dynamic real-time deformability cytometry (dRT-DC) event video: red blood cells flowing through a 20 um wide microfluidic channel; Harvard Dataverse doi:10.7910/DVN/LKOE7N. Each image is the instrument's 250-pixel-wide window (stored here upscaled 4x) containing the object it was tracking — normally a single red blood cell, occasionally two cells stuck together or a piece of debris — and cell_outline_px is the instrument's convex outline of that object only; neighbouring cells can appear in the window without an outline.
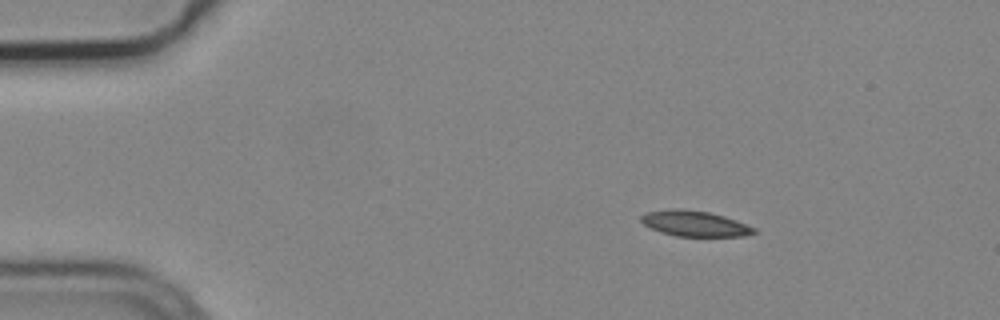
{"species": "common noctule bat (a hibernating species)", "species_latin": "Nyctalus noctula", "temperature_condition": "cold", "stored_images_in_passage": 4, "camera_frame_rate_fps": 3000, "um_per_image_px": 0.085, "animal": {"sex": "male", "body_mass_g": 19.2, "forearm_length_mm": 51.8}, "frame": {"image": 1, "passage_image": 2, "time_ms": 0.333, "image_size_px": [1000, 320], "cell_outline_px": [[760, 232], [744, 236], [676, 236], [660, 232], [644, 224], [640, 220], [640, 216], [644, 212], [672, 208], [680, 208], [708, 212], [724, 216], [736, 220], [756, 228]], "centroid_in_image_um": [59.05, 19.0], "position_along_channel_um": 25.9, "area_um2": 16.99}}